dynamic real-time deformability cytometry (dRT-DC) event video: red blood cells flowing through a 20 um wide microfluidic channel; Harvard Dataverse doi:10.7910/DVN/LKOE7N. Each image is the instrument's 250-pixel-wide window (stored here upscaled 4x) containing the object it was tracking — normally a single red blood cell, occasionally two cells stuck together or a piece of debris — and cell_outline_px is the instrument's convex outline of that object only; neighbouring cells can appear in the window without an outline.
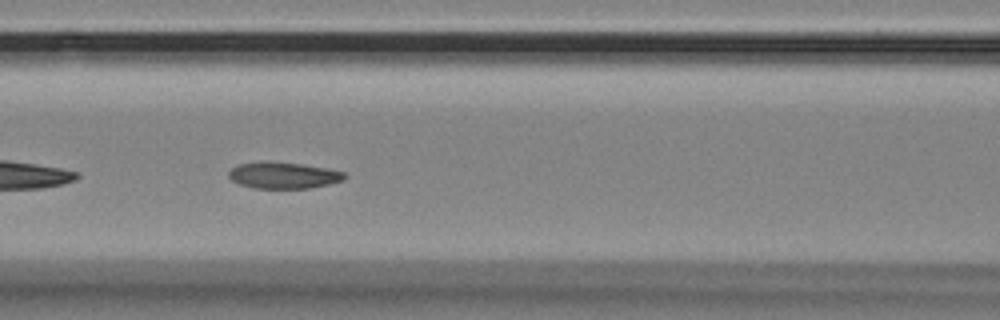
{"species": "Egyptian fruit bat (a non-hibernating species)", "species_latin": "Rousettus aegyptiacus", "temperature_condition": "room temperature", "stored_images_in_passage": 25, "camera_frame_rate_fps": 3000, "um_per_image_px": 0.085, "animal": {"sex": "female"}, "frame": {"image": 1, "passage_image": 8, "time_ms": 2.333, "image_size_px": [1000, 320], "cell_outline_px": [[348, 176], [344, 180], [328, 184], [308, 188], [252, 188], [240, 184], [232, 180], [228, 176], [228, 172], [232, 168], [240, 164], [300, 164], [324, 168], [344, 172]], "centroid_in_image_um": [24.13, 14.95], "position_along_channel_um": 142.5, "area_um2": 16.94}}
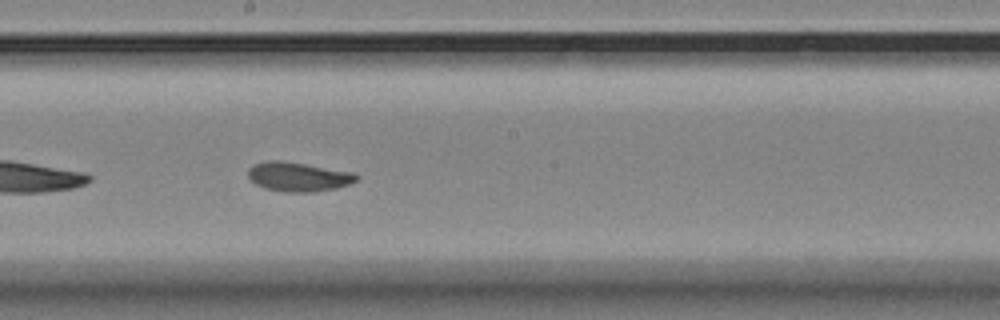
{"frame": {"image": 2, "passage_image": 15, "time_ms": 4.667, "image_size_px": [1000, 320], "cell_outline_px": [[360, 176], [356, 180], [348, 184], [336, 188], [312, 192], [284, 192], [264, 188], [256, 184], [248, 176], [248, 168], [256, 164], [268, 160], [280, 160], [352, 172]], "centroid_in_image_um": [25.34, 15.03], "position_along_channel_um": 222.9, "area_um2": 18.26}}
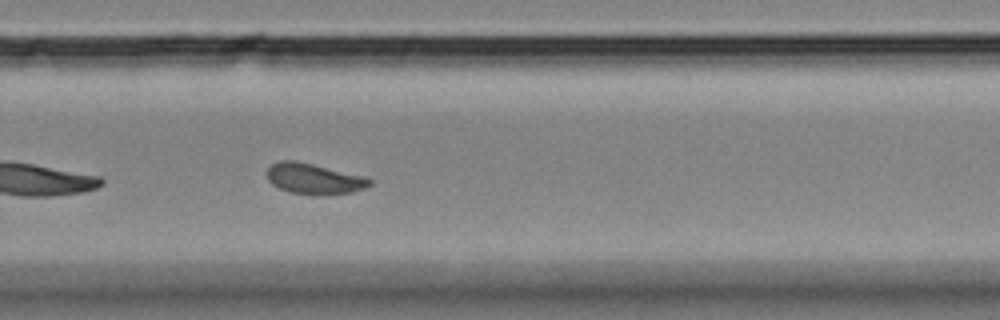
{"frame": {"image": 3, "passage_image": 22, "time_ms": 7.0, "image_size_px": [1000, 320], "cell_outline_px": [[372, 184], [364, 188], [352, 192], [292, 192], [280, 188], [272, 184], [268, 180], [268, 168], [272, 164], [280, 160], [296, 160], [364, 176], [372, 180]], "centroid_in_image_um": [26.68, 15.13], "position_along_channel_um": 303.1, "area_um2": 17.46}}